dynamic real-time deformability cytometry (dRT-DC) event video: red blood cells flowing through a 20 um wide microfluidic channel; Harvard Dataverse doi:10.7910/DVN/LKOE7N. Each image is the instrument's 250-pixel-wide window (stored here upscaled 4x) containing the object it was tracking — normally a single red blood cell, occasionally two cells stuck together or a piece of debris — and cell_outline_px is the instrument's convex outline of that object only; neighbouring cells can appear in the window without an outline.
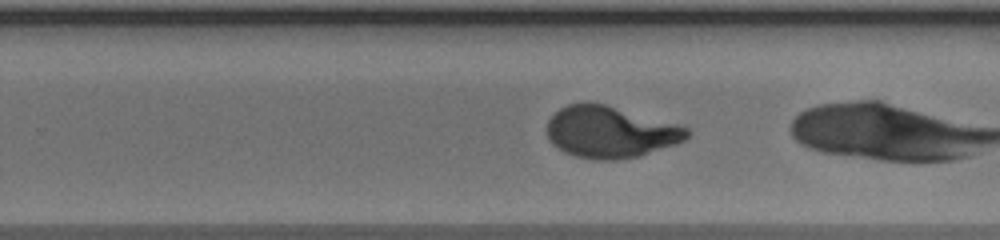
{"species": "human", "species_latin": "Homo sapiens", "temperature_condition": "warm", "stored_images_in_passage": 31, "camera_frame_rate_fps": 3000, "um_per_image_px": 0.085, "donor": {"sex": "male"}, "frame": {"image": 1, "passage_image": 30, "time_ms": 9.667, "image_size_px": [1000, 240], "cell_outline_px": [[692, 132], [684, 140], [676, 144], [640, 156], [616, 160], [596, 160], [576, 156], [564, 152], [552, 144], [548, 140], [548, 120], [560, 108], [568, 104], [588, 100], [604, 104], [676, 124], [688, 128]], "centroid_in_image_um": [51.85, 11.22], "position_along_channel_um": 277.9, "area_um2": 42.19}}